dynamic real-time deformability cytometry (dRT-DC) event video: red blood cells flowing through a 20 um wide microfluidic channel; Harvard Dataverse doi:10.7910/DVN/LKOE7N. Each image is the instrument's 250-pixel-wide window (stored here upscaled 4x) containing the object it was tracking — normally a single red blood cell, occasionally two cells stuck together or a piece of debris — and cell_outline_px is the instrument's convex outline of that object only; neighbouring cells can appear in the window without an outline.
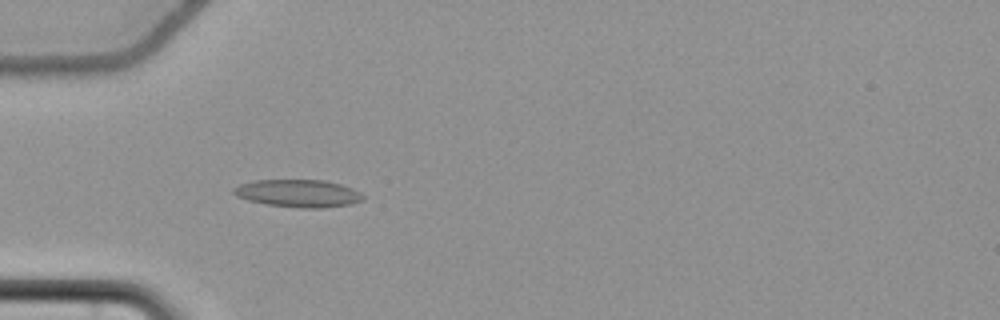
{"species": "common noctule bat (a hibernating species)", "species_latin": "Nyctalus noctula", "temperature_condition": "cold", "stored_images_in_passage": 40, "camera_frame_rate_fps": 3000, "um_per_image_px": 0.085, "animal": {"sex": "female", "body_mass_g": 22.7, "forearm_length_mm": 54.2}, "frame": {"image": 1, "passage_image": 1, "time_ms": 0.0, "image_size_px": [1000, 320], "cell_outline_px": [[364, 200], [352, 204], [324, 208], [300, 208], [264, 204], [248, 200], [236, 196], [232, 192], [232, 188], [240, 184], [256, 180], [324, 180], [340, 184], [352, 188], [360, 192], [364, 196]], "centroid_in_image_um": [25.36, 16.44], "position_along_channel_um": 59.6, "area_um2": 20.98}}
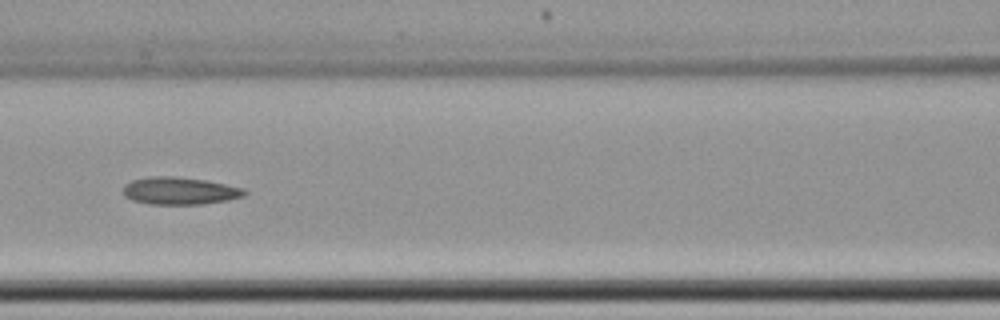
{"frame": {"image": 2, "passage_image": 9, "time_ms": 2.667, "image_size_px": [1000, 320], "cell_outline_px": [[248, 192], [244, 196], [228, 200], [204, 204], [148, 204], [132, 200], [124, 196], [124, 184], [132, 180], [152, 176], [176, 176], [204, 180], [244, 188]], "centroid_in_image_um": [15.27, 16.22], "position_along_channel_um": 151.3, "area_um2": 19.42}}
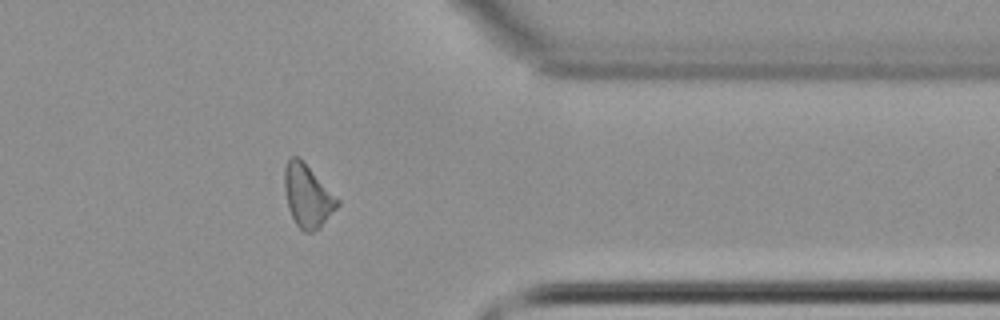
{"frame": {"image": 3, "passage_image": 29, "time_ms": 9.333, "image_size_px": [1000, 320], "cell_outline_px": [[340, 204], [320, 228], [312, 232], [304, 232], [296, 224], [288, 208], [284, 192], [284, 168], [288, 160], [292, 156], [300, 156], [340, 200]], "centroid_in_image_um": [26.14, 16.63], "position_along_channel_um": 385.3, "area_um2": 19.59}, "authors_computed_cell_mechanics": {"area_um2": 18.8717, "velocity_mm_per_s": 3.6798, "shape_relaxation_time_tau1_ms": 5.8588, "shape_relaxation_time_tau2_ms": 4.1035, "deformation_change_tau1": 0.0953, "deformation_change_tau2": 0.1246}}